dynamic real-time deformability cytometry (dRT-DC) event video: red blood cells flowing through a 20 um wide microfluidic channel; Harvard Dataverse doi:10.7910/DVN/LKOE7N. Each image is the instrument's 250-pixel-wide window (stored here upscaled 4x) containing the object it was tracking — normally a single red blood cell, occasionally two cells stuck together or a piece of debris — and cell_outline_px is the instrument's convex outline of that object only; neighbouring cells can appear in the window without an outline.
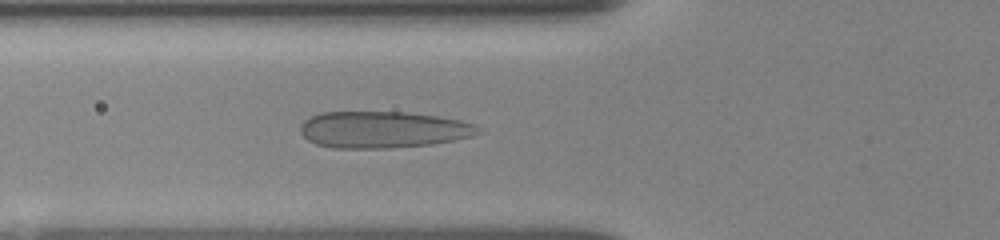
{"species": "human", "species_latin": "Homo sapiens", "temperature_condition": "room temperature", "stored_images_in_passage": 29, "camera_frame_rate_fps": 3000, "um_per_image_px": 0.085, "donor": {"sex": "female"}, "frame": {"image": 1, "passage_image": 19, "time_ms": 4.333, "image_size_px": [1000, 240], "cell_outline_px": [[480, 132], [472, 136], [432, 144], [388, 148], [332, 148], [316, 144], [308, 140], [300, 132], [300, 124], [304, 120], [312, 116], [324, 112], [404, 112], [436, 116], [460, 120], [476, 124], [480, 128]], "centroid_in_image_um": [32.54, 11.02], "position_along_channel_um": 93.3, "area_um2": 37.92}}
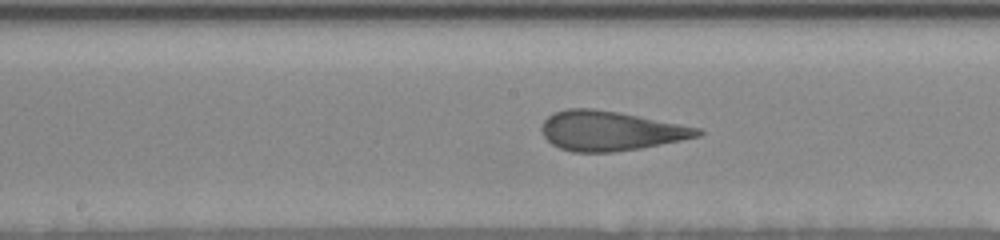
{"frame": {"image": 2, "passage_image": 26, "time_ms": 7.0, "image_size_px": [1000, 240], "cell_outline_px": [[704, 132], [700, 136], [640, 148], [612, 152], [572, 152], [560, 148], [552, 144], [544, 136], [540, 128], [544, 120], [552, 112], [568, 108], [592, 108], [620, 112], [700, 128]], "centroid_in_image_um": [51.85, 11.11], "position_along_channel_um": 196.4, "area_um2": 35.95}}
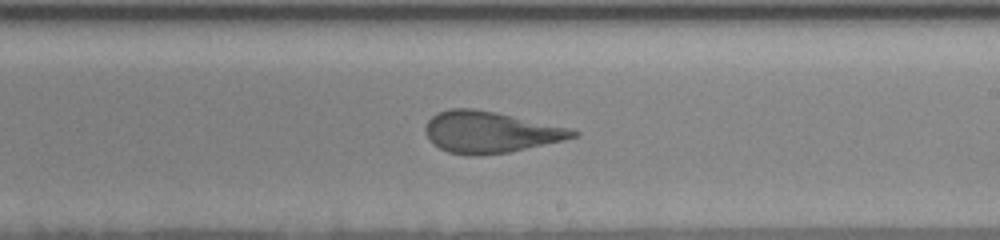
{"frame": {"image": 3, "passage_image": 28, "time_ms": 8.333, "image_size_px": [1000, 240], "cell_outline_px": [[580, 136], [508, 152], [476, 156], [468, 156], [448, 152], [440, 148], [428, 136], [424, 128], [428, 120], [436, 112], [448, 108], [472, 108], [496, 112], [572, 128], [580, 132]], "centroid_in_image_um": [41.67, 11.22], "position_along_channel_um": 247.3, "area_um2": 35.55}}